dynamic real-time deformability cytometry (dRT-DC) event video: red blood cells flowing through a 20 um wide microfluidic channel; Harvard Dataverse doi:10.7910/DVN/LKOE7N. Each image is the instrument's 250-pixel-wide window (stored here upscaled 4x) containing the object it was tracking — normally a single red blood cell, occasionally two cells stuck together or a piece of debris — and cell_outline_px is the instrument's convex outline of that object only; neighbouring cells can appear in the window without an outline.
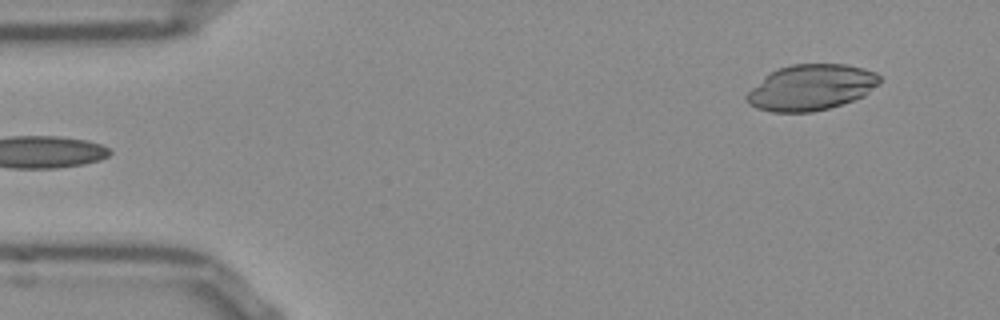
{"species": "Egyptian fruit bat (a non-hibernating species)", "species_latin": "Rousettus aegyptiacus", "temperature_condition": "room temperature", "stored_images_in_passage": 9, "camera_frame_rate_fps": 3000, "um_per_image_px": 0.085, "frame": {"image": 1, "passage_image": 1, "time_ms": 0.0, "image_size_px": [1000, 320], "cell_outline_px": [[880, 84], [864, 96], [828, 108], [812, 112], [772, 112], [756, 108], [748, 104], [744, 96], [764, 76], [780, 68], [792, 64], [844, 64], [864, 68], [876, 72], [880, 76]], "centroid_in_image_um": [68.95, 7.43], "position_along_channel_um": 16.1, "area_um2": 35.49}}